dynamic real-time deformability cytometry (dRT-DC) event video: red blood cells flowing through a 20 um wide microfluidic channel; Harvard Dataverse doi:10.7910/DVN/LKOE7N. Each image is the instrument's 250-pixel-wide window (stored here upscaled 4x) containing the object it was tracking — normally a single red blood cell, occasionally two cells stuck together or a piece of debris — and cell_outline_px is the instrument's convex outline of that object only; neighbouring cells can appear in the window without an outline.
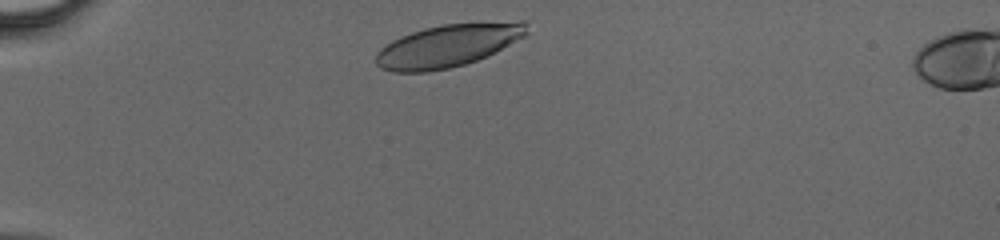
{"species": "human", "species_latin": "Homo sapiens", "temperature_condition": "cold", "stored_images_in_passage": 30, "camera_frame_rate_fps": 3000, "um_per_image_px": 0.085, "donor": {"sex": "male"}, "frame": {"image": 1, "passage_image": 2, "time_ms": 0.333, "image_size_px": [1000, 240], "cell_outline_px": [[528, 32], [524, 36], [476, 60], [464, 64], [448, 68], [428, 72], [392, 72], [380, 68], [376, 64], [376, 52], [380, 48], [392, 40], [400, 36], [424, 28], [444, 24], [520, 20], [528, 20]], "centroid_in_image_um": [38.05, 3.86], "position_along_channel_um": 46.9, "area_um2": 37.45}}
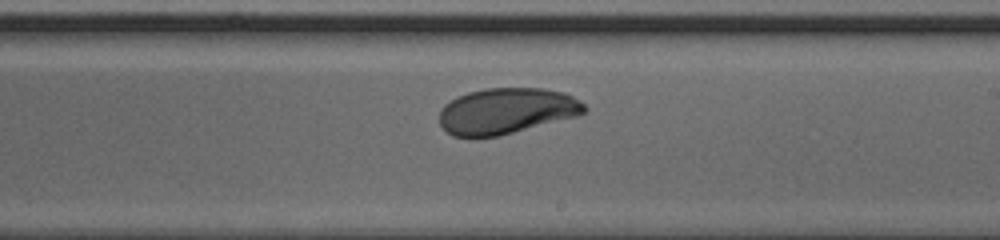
{"frame": {"image": 2, "passage_image": 18, "time_ms": 5.667, "image_size_px": [1000, 240], "cell_outline_px": [[588, 108], [580, 116], [500, 136], [452, 136], [440, 124], [440, 108], [444, 104], [456, 96], [468, 92], [484, 88], [544, 88], [564, 92], [580, 100]], "centroid_in_image_um": [43.08, 9.42], "position_along_channel_um": 245.9, "area_um2": 39.19}}
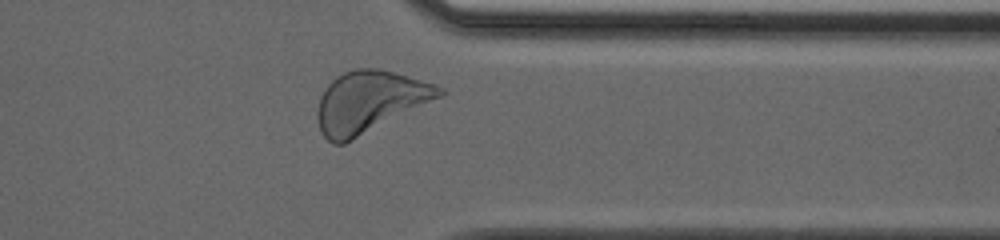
{"frame": {"image": 3, "passage_image": 27, "time_ms": 8.667, "image_size_px": [1000, 240], "cell_outline_px": [[448, 92], [444, 96], [344, 144], [332, 144], [320, 132], [316, 116], [316, 108], [320, 96], [324, 88], [336, 76], [344, 72], [356, 68], [380, 68], [436, 84], [444, 88]], "centroid_in_image_um": [31.42, 8.65], "position_along_channel_um": 380.0, "area_um2": 44.27}}